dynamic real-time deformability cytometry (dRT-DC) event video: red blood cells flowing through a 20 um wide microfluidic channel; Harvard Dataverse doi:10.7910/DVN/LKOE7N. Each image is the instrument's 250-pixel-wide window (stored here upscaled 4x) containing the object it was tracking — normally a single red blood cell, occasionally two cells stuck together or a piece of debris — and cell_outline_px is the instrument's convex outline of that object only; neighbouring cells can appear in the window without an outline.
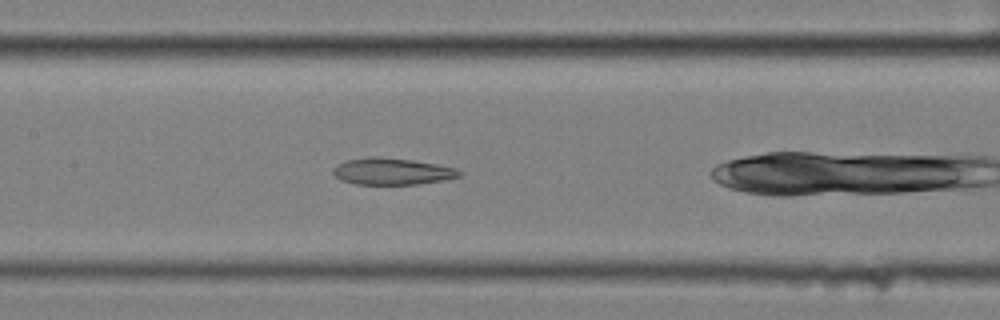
{"species": "common noctule bat (a hibernating species)", "species_latin": "Nyctalus noctula", "temperature_condition": "cold", "stored_images_in_passage": 38, "segment_of_instrument_passage": [2, 2], "camera_frame_rate_fps": 3000, "um_per_image_px": 0.085, "animal": {"sex": "female", "body_mass_g": 25.1}, "frame": {"image": 1, "passage_image": 19, "time_ms": 6.0, "image_size_px": [1000, 320], "cell_outline_px": [[464, 172], [460, 176], [444, 180], [416, 184], [356, 184], [340, 180], [332, 172], [332, 168], [336, 164], [348, 160], [372, 156], [412, 160], [436, 164], [456, 168]], "centroid_in_image_um": [33.32, 14.57], "position_along_channel_um": 174.1, "area_um2": 19.59}}
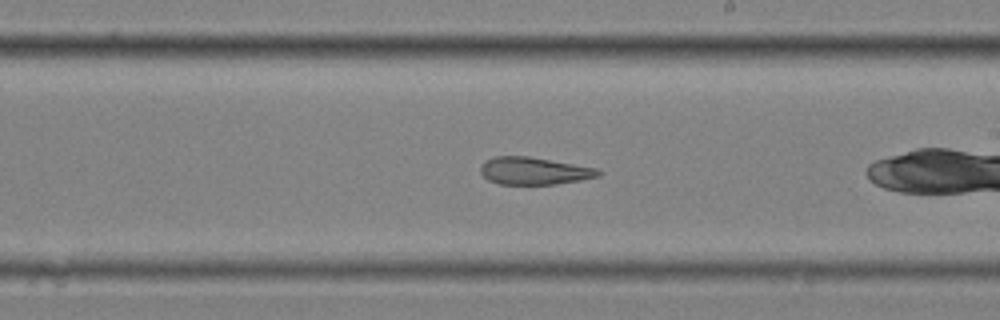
{"frame": {"image": 2, "passage_image": 25, "time_ms": 8.0, "image_size_px": [1000, 320], "cell_outline_px": [[604, 172], [600, 176], [580, 180], [556, 184], [500, 184], [488, 180], [480, 172], [480, 168], [484, 160], [496, 156], [528, 156], [596, 168]], "centroid_in_image_um": [45.39, 14.52], "position_along_channel_um": 243.6, "area_um2": 18.79}}
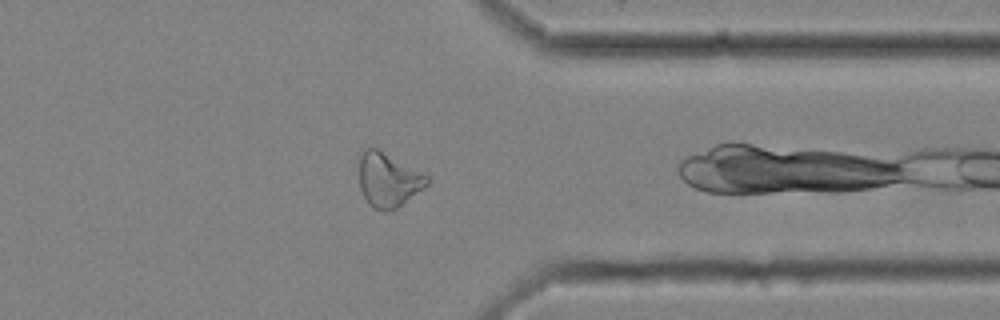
{"frame": {"image": 3, "passage_image": 37, "time_ms": 12.0, "image_size_px": [1000, 320], "cell_outline_px": [[432, 180], [424, 188], [396, 208], [384, 212], [372, 208], [368, 204], [360, 188], [360, 156], [364, 148], [376, 148], [428, 176]], "centroid_in_image_um": [33.0, 15.31], "position_along_channel_um": 378.4, "area_um2": 21.15}}